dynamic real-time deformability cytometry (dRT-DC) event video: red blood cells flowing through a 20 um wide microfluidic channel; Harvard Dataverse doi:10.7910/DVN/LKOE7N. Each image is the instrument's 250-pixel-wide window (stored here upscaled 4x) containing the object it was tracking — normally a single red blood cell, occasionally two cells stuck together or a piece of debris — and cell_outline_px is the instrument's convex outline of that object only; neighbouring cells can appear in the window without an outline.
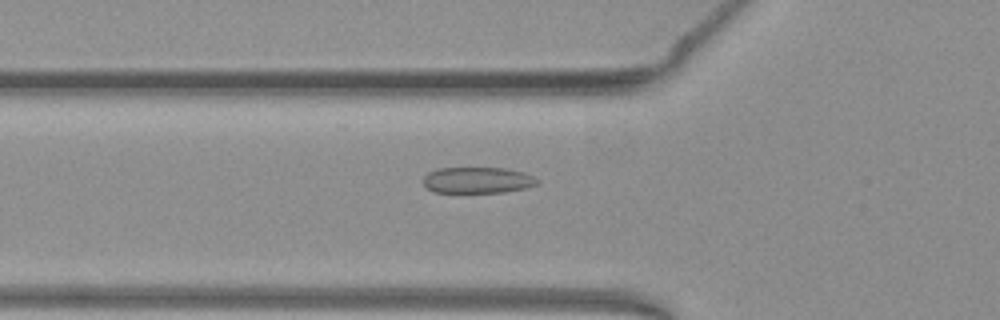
{"species": "common noctule bat (a hibernating species)", "species_latin": "Nyctalus noctula", "temperature_condition": "warm", "stored_images_in_passage": 45, "camera_frame_rate_fps": 3000, "um_per_image_px": 0.085, "animal": {"sex": "female", "body_mass_g": 19.3, "forearm_length_mm": 54.1}, "frame": {"image": 1, "passage_image": 11, "time_ms": 3.333, "image_size_px": [1000, 320], "cell_outline_px": [[540, 184], [528, 188], [504, 192], [432, 192], [420, 180], [428, 172], [440, 168], [504, 168], [524, 172], [540, 180]], "centroid_in_image_um": [40.61, 15.31], "position_along_channel_um": 85.2, "area_um2": 17.57}}
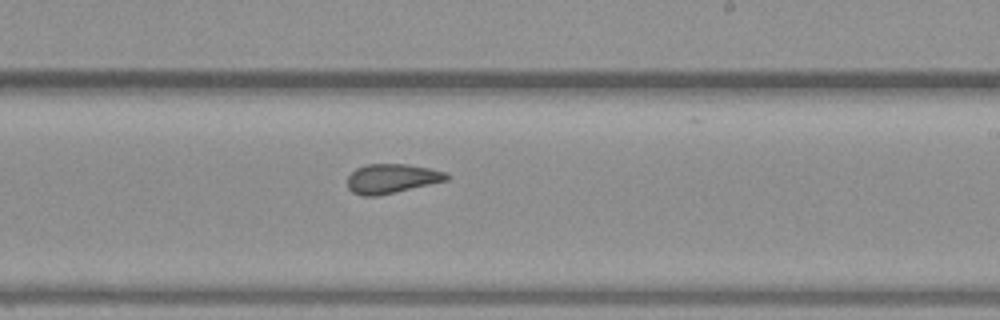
{"frame": {"image": 2, "passage_image": 24, "time_ms": 7.667, "image_size_px": [1000, 320], "cell_outline_px": [[448, 180], [376, 196], [364, 196], [352, 192], [348, 188], [348, 176], [356, 168], [364, 164], [408, 164], [448, 172]], "centroid_in_image_um": [33.28, 15.17], "position_along_channel_um": 255.7, "area_um2": 16.88}}
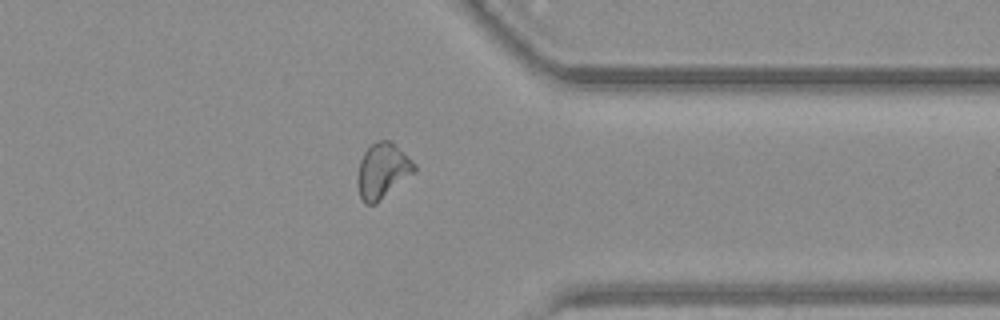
{"frame": {"image": 3, "passage_image": 34, "time_ms": 11.0, "image_size_px": [1000, 320], "cell_outline_px": [[416, 172], [376, 204], [364, 204], [360, 196], [356, 184], [356, 176], [360, 160], [364, 152], [372, 144], [380, 140], [388, 140], [416, 164]], "centroid_in_image_um": [32.49, 14.56], "position_along_channel_um": 378.9, "area_um2": 18.32}, "authors_computed_cell_mechanics": {"area_um2": 17.629, "velocity_mm_per_s": 3.9277, "shape_relaxation_time_tau1_ms": null, "shape_relaxation_time_tau2_ms": 1.7636, "deformation_change_tau1": null, "deformation_change_tau2": 0.0861}}